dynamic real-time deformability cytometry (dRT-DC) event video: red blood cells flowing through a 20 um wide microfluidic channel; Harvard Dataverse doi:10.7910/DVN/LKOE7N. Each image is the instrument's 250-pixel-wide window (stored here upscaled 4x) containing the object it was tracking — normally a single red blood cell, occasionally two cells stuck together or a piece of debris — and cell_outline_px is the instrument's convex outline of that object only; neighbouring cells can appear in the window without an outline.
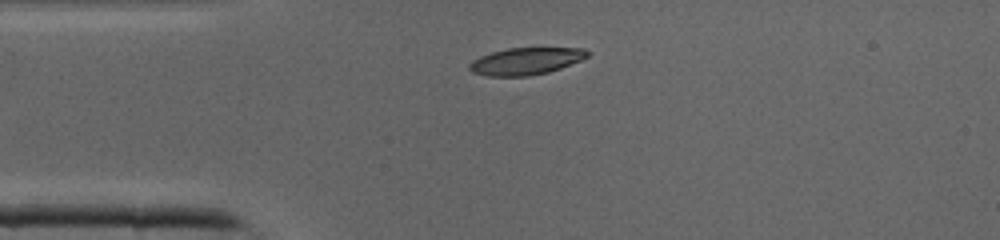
{"species": "common noctule bat (a hibernating species)", "species_latin": "Nyctalus noctula", "temperature_condition": "cold", "stored_images_in_passage": 33, "camera_frame_rate_fps": 3000, "um_per_image_px": 0.085, "animal": {"sex": "male", "body_mass_g": 19.0, "forearm_length_mm": 50.8}, "frame": {"image": 1, "passage_image": 1, "time_ms": 0.0, "image_size_px": [1000, 240], "cell_outline_px": [[588, 56], [580, 60], [560, 68], [548, 72], [528, 76], [488, 76], [472, 72], [468, 68], [468, 64], [472, 60], [480, 56], [492, 52], [508, 48], [584, 48], [588, 52]], "centroid_in_image_um": [44.65, 5.2], "position_along_channel_um": 40.3, "area_um2": 18.5}}
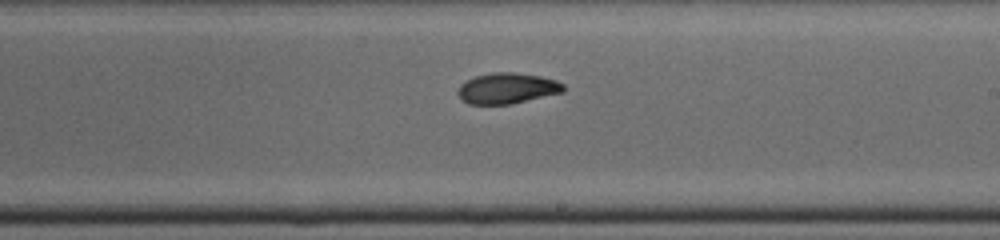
{"frame": {"image": 2, "passage_image": 15, "time_ms": 4.667, "image_size_px": [1000, 240], "cell_outline_px": [[564, 92], [508, 104], [468, 104], [460, 100], [456, 92], [460, 84], [476, 76], [492, 72], [512, 72], [540, 76], [556, 80], [564, 84]], "centroid_in_image_um": [43.07, 7.5], "position_along_channel_um": 245.9, "area_um2": 18.9}}
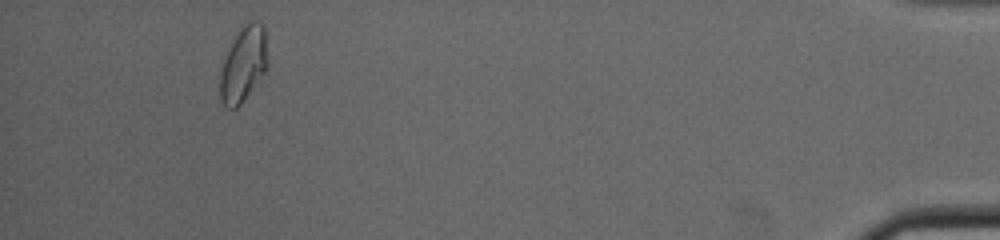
{"frame": {"image": 3, "passage_image": 30, "time_ms": 9.667, "image_size_px": [1000, 240], "cell_outline_px": [[268, 68], [244, 100], [236, 108], [228, 108], [220, 100], [220, 72], [224, 60], [232, 40], [240, 28], [248, 20], [256, 20], [264, 24], [268, 60]], "centroid_in_image_um": [20.71, 5.42], "position_along_channel_um": 414.5, "area_um2": 21.04}}